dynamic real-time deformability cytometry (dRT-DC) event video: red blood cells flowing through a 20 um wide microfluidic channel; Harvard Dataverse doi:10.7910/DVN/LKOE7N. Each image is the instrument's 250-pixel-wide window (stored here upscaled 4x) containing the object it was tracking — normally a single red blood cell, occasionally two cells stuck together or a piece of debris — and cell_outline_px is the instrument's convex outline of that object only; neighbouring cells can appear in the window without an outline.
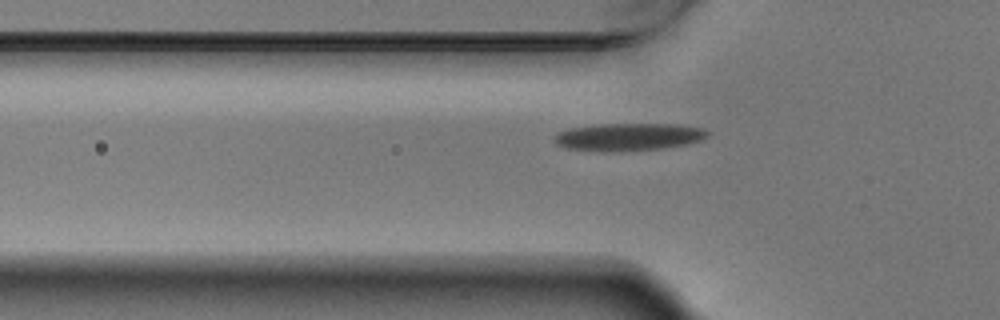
{"species": "Egyptian fruit bat (a non-hibernating species)", "species_latin": "Rousettus aegyptiacus", "temperature_condition": "warm", "stored_images_in_passage": 2, "camera_frame_rate_fps": 3000, "um_per_image_px": 0.085, "animal": {"sex": "male"}, "frame": {"image": 1, "passage_image": 2, "time_ms": 0.333, "image_size_px": [1000, 320], "cell_outline_px": [[708, 136], [700, 140], [688, 144], [664, 148], [620, 152], [604, 152], [568, 148], [556, 144], [552, 140], [556, 132], [568, 128], [600, 124], [680, 124], [704, 128], [708, 132]], "centroid_in_image_um": [53.4, 11.64], "position_along_channel_um": 72.4, "area_um2": 25.03}}